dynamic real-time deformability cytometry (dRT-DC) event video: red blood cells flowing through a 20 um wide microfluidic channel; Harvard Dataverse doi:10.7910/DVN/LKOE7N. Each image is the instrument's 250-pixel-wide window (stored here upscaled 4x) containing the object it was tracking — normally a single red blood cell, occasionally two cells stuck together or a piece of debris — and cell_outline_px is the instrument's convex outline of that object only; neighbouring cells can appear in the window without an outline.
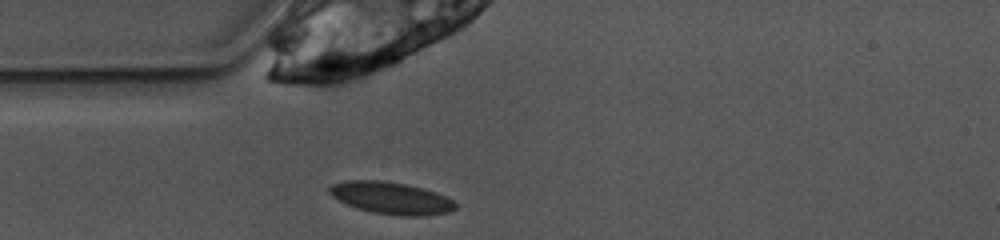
{"species": "common noctule bat (a hibernating species)", "species_latin": "Nyctalus noctula", "temperature_condition": "warm", "stored_images_in_passage": 39, "camera_frame_rate_fps": 3000, "um_per_image_px": 0.085, "animal": {"sex": "female", "body_mass_g": 10.0, "forearm_length_mm": 53.1}, "frame": {"image": 1, "passage_image": 1, "time_ms": 0.0, "image_size_px": [1000, 240], "cell_outline_px": [[456, 208], [448, 212], [428, 216], [400, 216], [372, 212], [356, 208], [332, 196], [328, 192], [328, 188], [332, 184], [344, 180], [380, 180], [404, 184], [424, 188], [436, 192], [452, 200], [456, 204]], "centroid_in_image_um": [33.24, 16.83], "position_along_channel_um": 51.8, "area_um2": 23.58}}
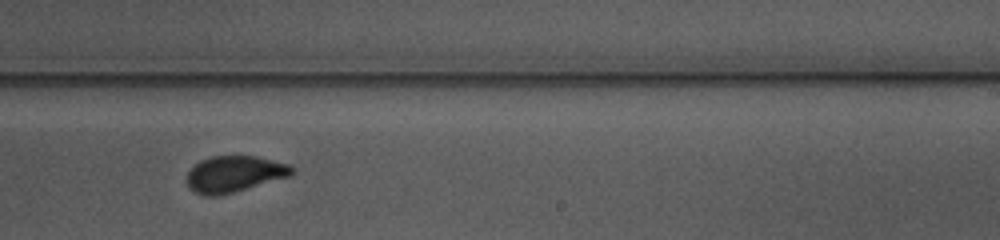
{"frame": {"image": 2, "passage_image": 18, "time_ms": 5.667, "image_size_px": [1000, 240], "cell_outline_px": [[296, 172], [292, 176], [232, 192], [216, 196], [204, 196], [188, 188], [188, 172], [200, 160], [212, 156], [256, 156], [288, 164], [296, 168]], "centroid_in_image_um": [19.96, 14.78], "position_along_channel_um": 269.0, "area_um2": 22.14}}
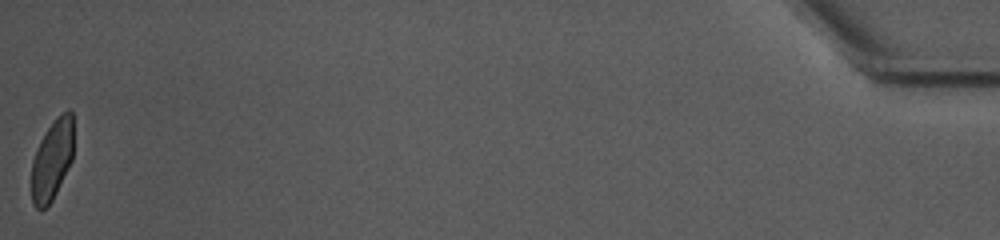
{"frame": {"image": 3, "passage_image": 39, "time_ms": 12.667, "image_size_px": [1000, 240], "cell_outline_px": [[72, 160], [52, 200], [44, 208], [36, 208], [32, 204], [32, 160], [40, 140], [44, 132], [56, 116], [68, 108], [72, 112]], "centroid_in_image_um": [4.42, 13.54], "position_along_channel_um": 430.8, "area_um2": 19.54}, "authors_computed_cell_mechanics": {"area_um2": 22.4264, "velocity_mm_per_s": 3.8616, "shape_relaxation_time_tau1_ms": 6.123, "shape_relaxation_time_tau2_ms": null, "deformation_change_tau1": 0.1531, "deformation_change_tau2": null}}